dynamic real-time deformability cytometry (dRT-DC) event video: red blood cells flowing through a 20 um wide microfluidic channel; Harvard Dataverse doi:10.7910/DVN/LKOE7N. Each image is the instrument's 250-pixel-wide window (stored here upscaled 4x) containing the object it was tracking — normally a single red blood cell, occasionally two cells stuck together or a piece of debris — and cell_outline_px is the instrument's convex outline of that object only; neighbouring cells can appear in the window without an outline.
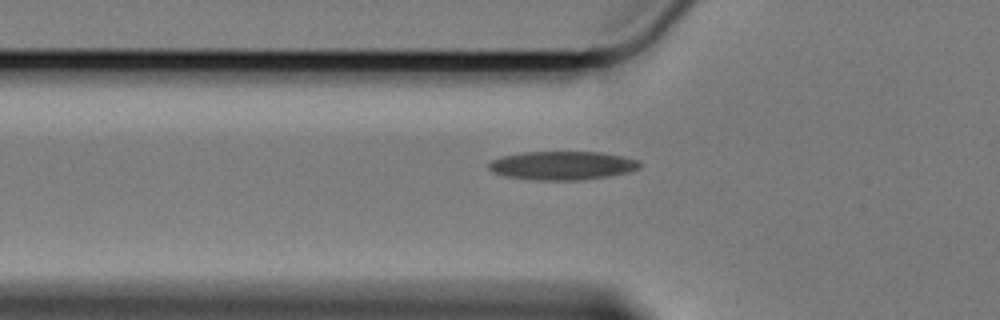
{"species": "Egyptian fruit bat (a non-hibernating species)", "species_latin": "Rousettus aegyptiacus", "temperature_condition": "cold", "stored_images_in_passage": 38, "camera_frame_rate_fps": 3000, "um_per_image_px": 0.085, "animal": {"sex": "female"}, "frame": {"image": 1, "passage_image": 2, "time_ms": 0.333, "image_size_px": [1000, 320], "cell_outline_px": [[640, 168], [628, 172], [580, 180], [536, 180], [504, 176], [492, 172], [488, 168], [488, 164], [492, 160], [500, 156], [524, 152], [600, 152], [624, 156], [640, 160]], "centroid_in_image_um": [47.77, 14.06], "position_along_channel_um": 78.0, "area_um2": 25.2}}
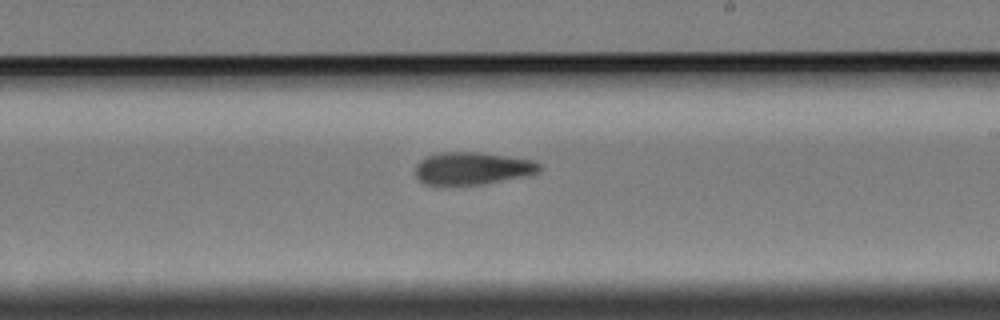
{"frame": {"image": 2, "passage_image": 17, "time_ms": 5.333, "image_size_px": [1000, 320], "cell_outline_px": [[540, 172], [484, 184], [424, 184], [416, 176], [416, 164], [420, 160], [428, 156], [440, 152], [480, 152], [536, 160], [540, 164]], "centroid_in_image_um": [40.16, 14.29], "position_along_channel_um": 248.8, "area_um2": 23.29}}
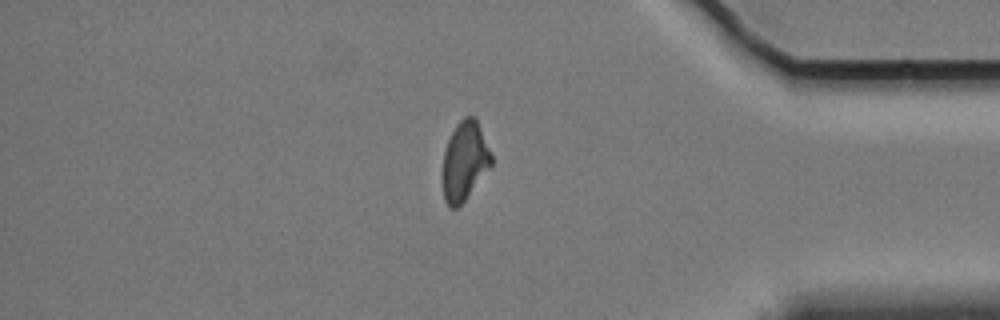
{"frame": {"image": 3, "passage_image": 32, "time_ms": 10.333, "image_size_px": [1000, 320], "cell_outline_px": [[492, 164], [464, 200], [456, 208], [448, 208], [444, 200], [444, 152], [448, 140], [456, 124], [464, 116], [476, 116], [492, 156]], "centroid_in_image_um": [39.5, 13.65], "position_along_channel_um": 395.7, "area_um2": 21.96}}